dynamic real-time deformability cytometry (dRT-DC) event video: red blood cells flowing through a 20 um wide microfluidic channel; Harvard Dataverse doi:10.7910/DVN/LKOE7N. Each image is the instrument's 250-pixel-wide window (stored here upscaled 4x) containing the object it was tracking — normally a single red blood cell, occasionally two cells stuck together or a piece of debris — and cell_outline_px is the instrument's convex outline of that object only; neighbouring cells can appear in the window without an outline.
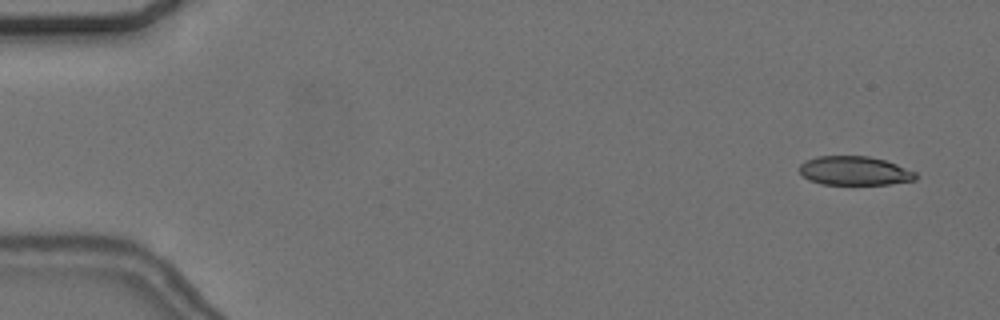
{"species": "common noctule bat (a hibernating species)", "species_latin": "Nyctalus noctula", "temperature_condition": "cold", "stored_images_in_passage": 56, "camera_frame_rate_fps": 3000, "um_per_image_px": 0.085, "animal": {"sex": "female", "body_mass_g": 24.6, "forearm_length_mm": 56.2}, "frame": {"image": 1, "passage_image": 3, "time_ms": 0.667, "image_size_px": [1000, 320], "cell_outline_px": [[916, 180], [888, 184], [820, 184], [808, 180], [800, 172], [800, 164], [816, 156], [868, 156], [884, 160], [896, 164], [916, 172]], "centroid_in_image_um": [72.63, 14.52], "position_along_channel_um": 12.4, "area_um2": 19.48}}
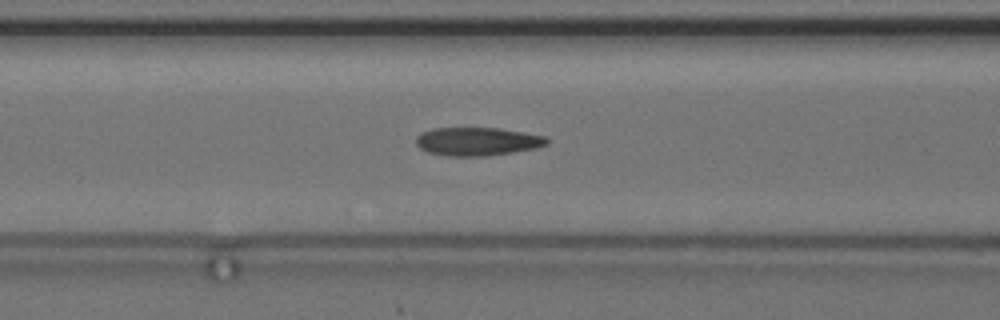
{"frame": {"image": 2, "passage_image": 23, "time_ms": 7.333, "image_size_px": [1000, 320], "cell_outline_px": [[548, 144], [536, 148], [488, 156], [448, 156], [428, 152], [420, 148], [416, 144], [416, 136], [420, 132], [432, 128], [500, 128], [524, 132], [544, 136], [548, 140]], "centroid_in_image_um": [40.55, 12.02], "position_along_channel_um": 126.1, "area_um2": 21.68}}
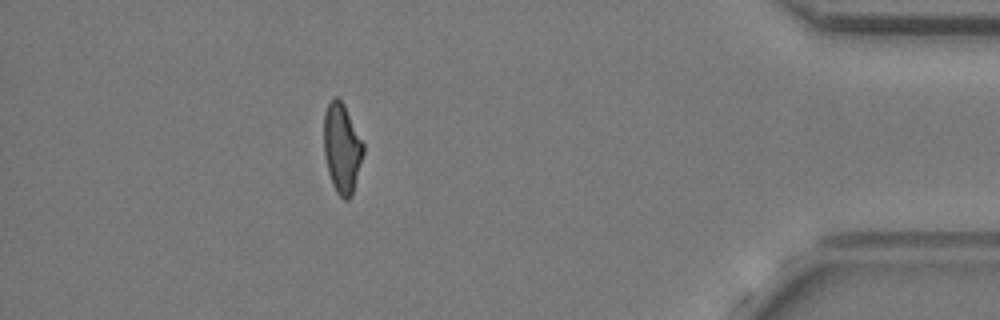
{"frame": {"image": 3, "passage_image": 50, "time_ms": 16.333, "image_size_px": [1000, 320], "cell_outline_px": [[364, 152], [352, 196], [348, 200], [344, 200], [336, 192], [332, 184], [328, 172], [324, 156], [324, 112], [332, 96], [336, 96], [344, 104], [364, 144]], "centroid_in_image_um": [29.06, 12.6], "position_along_channel_um": 406.1, "area_um2": 20.75}, "authors_computed_cell_mechanics": {"area_um2": 21.4149, "velocity_mm_per_s": 3.6416, "shape_relaxation_time_tau1_ms": 9.4848, "shape_relaxation_time_tau2_ms": 2.5899, "deformation_change_tau1": 0.197, "deformation_change_tau2": 0.1115}}